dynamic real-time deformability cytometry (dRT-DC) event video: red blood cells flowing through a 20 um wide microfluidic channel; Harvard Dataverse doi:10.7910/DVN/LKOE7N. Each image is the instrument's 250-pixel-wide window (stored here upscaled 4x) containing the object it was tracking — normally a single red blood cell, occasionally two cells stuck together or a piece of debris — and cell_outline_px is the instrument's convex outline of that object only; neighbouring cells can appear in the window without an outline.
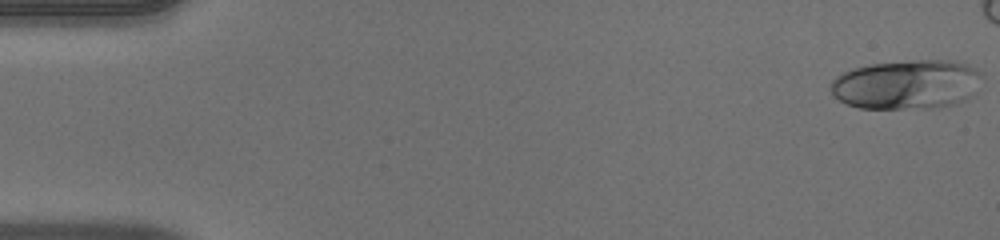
{"species": "human", "species_latin": "Homo sapiens", "temperature_condition": "warm", "stored_images_in_passage": 46, "camera_frame_rate_fps": 3000, "um_per_image_px": 0.085, "donor": {"sex": "male"}, "frame": {"image": 1, "passage_image": 1, "time_ms": 0.0, "image_size_px": [1000, 240], "cell_outline_px": [[984, 76], [968, 96], [964, 100], [956, 104], [932, 108], [860, 108], [848, 104], [832, 96], [828, 88], [832, 80], [836, 76], [844, 72], [856, 68], [872, 64], [916, 60], [948, 60], [968, 64], [976, 68]], "centroid_in_image_um": [77.05, 7.18], "position_along_channel_um": 8.0, "area_um2": 43.47}}
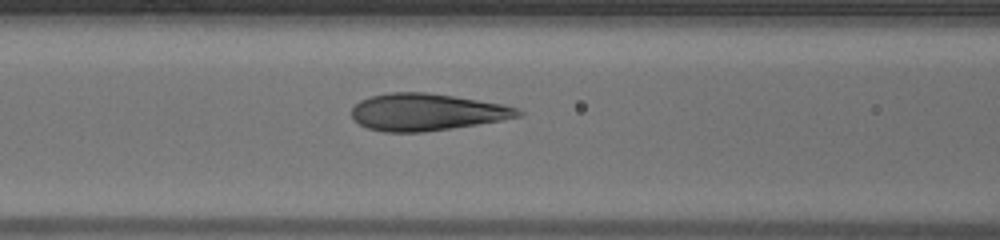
{"frame": {"image": 2, "passage_image": 21, "time_ms": 6.667, "image_size_px": [1000, 240], "cell_outline_px": [[524, 112], [520, 116], [500, 120], [452, 128], [424, 132], [384, 132], [368, 128], [360, 124], [352, 116], [352, 108], [360, 100], [372, 96], [388, 92], [428, 92], [504, 104], [516, 108]], "centroid_in_image_um": [36.26, 9.52], "position_along_channel_um": 130.3, "area_um2": 35.72}}
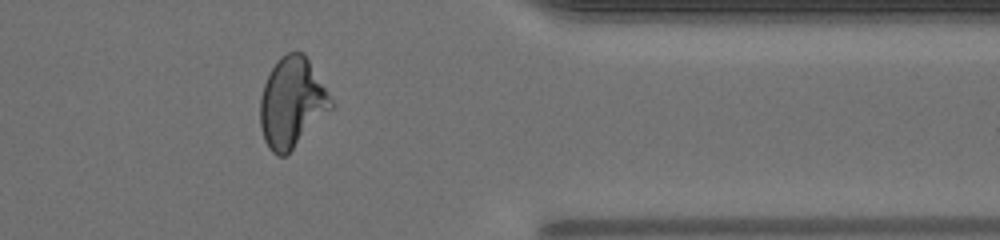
{"frame": {"image": 3, "passage_image": 41, "time_ms": 13.333, "image_size_px": [1000, 240], "cell_outline_px": [[332, 108], [284, 156], [276, 156], [268, 148], [264, 140], [260, 128], [260, 96], [264, 84], [276, 60], [280, 56], [288, 52], [304, 52], [332, 100]], "centroid_in_image_um": [24.77, 8.71], "position_along_channel_um": 386.6, "area_um2": 36.59}, "authors_computed_cell_mechanics": {"area_um2": 36.5585, "velocity_mm_per_s": 4.0636, "shape_relaxation_time_tau1_ms": 7.7863, "shape_relaxation_time_tau2_ms": 0.6193, "deformation_change_tau1": 0.2618, "deformation_change_tau2": 0.0613}}